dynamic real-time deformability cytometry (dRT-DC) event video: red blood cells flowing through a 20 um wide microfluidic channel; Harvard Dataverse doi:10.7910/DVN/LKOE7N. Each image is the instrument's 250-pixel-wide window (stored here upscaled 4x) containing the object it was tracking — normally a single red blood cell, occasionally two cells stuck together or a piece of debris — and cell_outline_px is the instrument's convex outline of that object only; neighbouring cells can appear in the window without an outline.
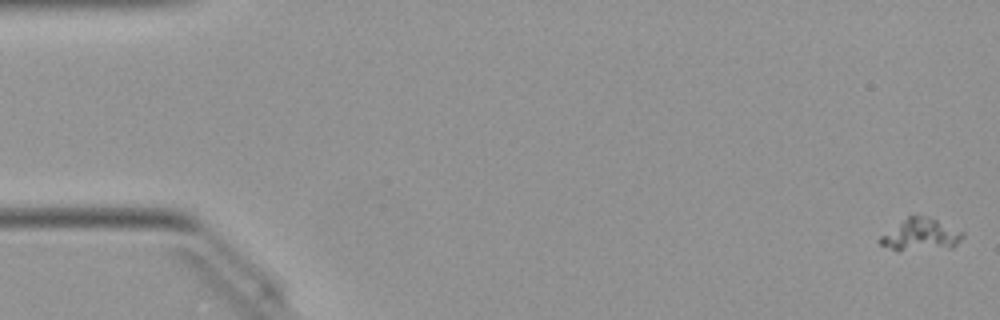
{"species": "Egyptian fruit bat (a non-hibernating species)", "species_latin": "Rousettus aegyptiacus", "temperature_condition": "warm", "stored_images_in_passage": 52, "camera_frame_rate_fps": 3000, "um_per_image_px": 0.085, "animal": {"sex": "female"}, "frame": {"image": 1, "passage_image": 1, "time_ms": 0.0, "image_size_px": [1000, 320], "cell_outline_px": [[964, 236], [952, 248], [892, 248], [880, 244], [880, 236], [908, 216], [924, 216], [936, 220], [964, 232]], "centroid_in_image_um": [78.3, 19.92], "position_along_channel_um": 6.7, "area_um2": 14.51}}
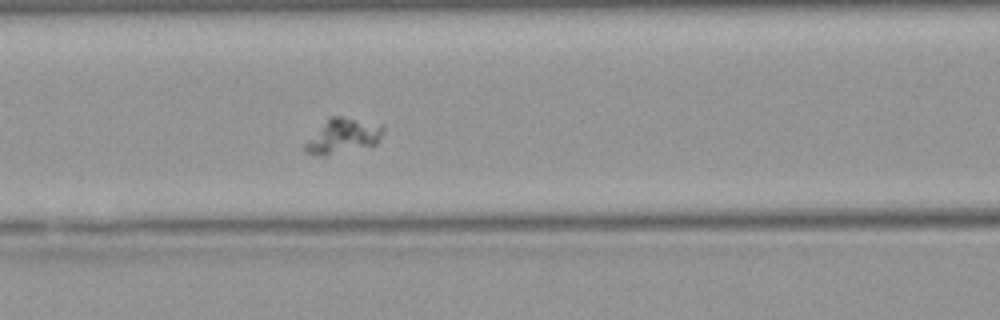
{"frame": {"image": 2, "passage_image": 22, "time_ms": 7.0, "image_size_px": [1000, 320], "cell_outline_px": [[384, 132], [376, 144], [324, 156], [316, 156], [304, 152], [304, 144], [328, 116], [340, 116], [384, 128]], "centroid_in_image_um": [29.04, 11.59], "position_along_channel_um": 137.6, "area_um2": 15.32}}
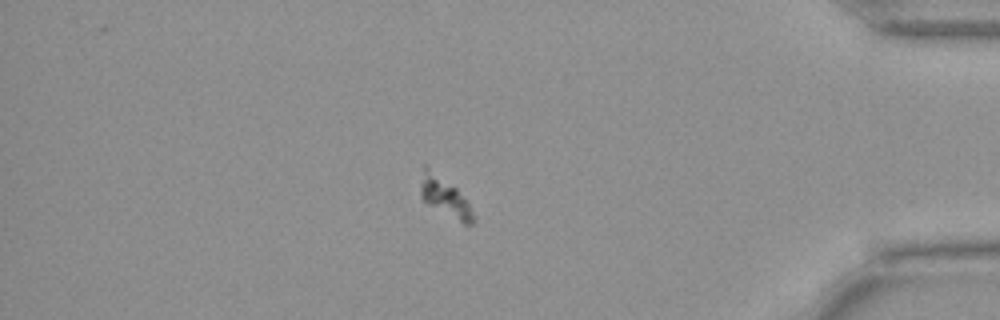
{"frame": {"image": 3, "passage_image": 45, "time_ms": 14.667, "image_size_px": [1000, 320], "cell_outline_px": [[476, 220], [472, 224], [464, 224], [428, 204], [420, 196], [420, 188], [424, 164], [456, 188], [468, 204], [476, 216]], "centroid_in_image_um": [37.83, 16.76], "position_along_channel_um": 397.4, "area_um2": 11.68}}